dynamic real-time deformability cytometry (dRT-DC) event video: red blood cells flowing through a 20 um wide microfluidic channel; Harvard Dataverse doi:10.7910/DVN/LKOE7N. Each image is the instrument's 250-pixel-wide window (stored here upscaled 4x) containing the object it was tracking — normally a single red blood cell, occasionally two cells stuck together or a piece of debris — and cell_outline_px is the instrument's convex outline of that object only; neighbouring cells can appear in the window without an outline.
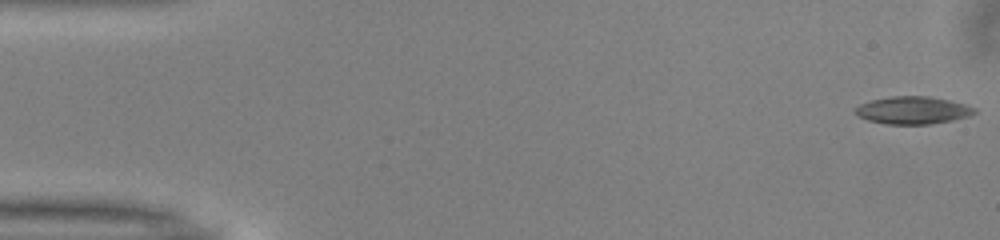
{"species": "common noctule bat (a hibernating species)", "species_latin": "Nyctalus noctula", "temperature_condition": "warm", "stored_images_in_passage": 51, "camera_frame_rate_fps": 3000, "um_per_image_px": 0.085, "animal": {"sex": "male", "body_mass_g": 13.0, "forearm_length_mm": 53.1}, "frame": {"image": 1, "passage_image": 1, "time_ms": 0.0, "image_size_px": [1000, 240], "cell_outline_px": [[976, 112], [968, 116], [952, 120], [928, 124], [884, 124], [868, 120], [852, 112], [852, 108], [860, 104], [872, 100], [892, 96], [928, 96], [948, 100], [964, 104], [976, 108]], "centroid_in_image_um": [77.54, 9.37], "position_along_channel_um": 7.5, "area_um2": 19.07}}
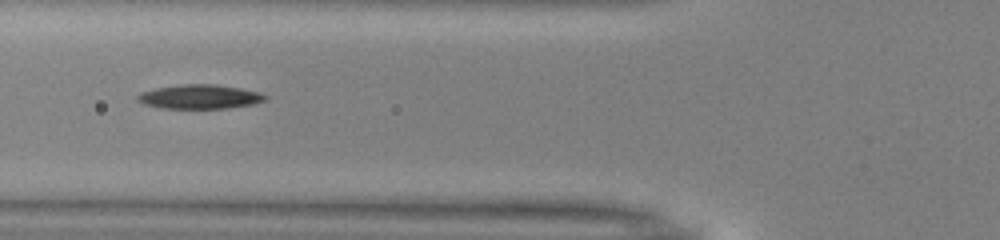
{"frame": {"image": 2, "passage_image": 19, "time_ms": 6.0, "image_size_px": [1000, 240], "cell_outline_px": [[268, 100], [252, 104], [228, 108], [160, 108], [144, 104], [136, 100], [136, 96], [140, 92], [156, 88], [180, 84], [216, 84], [240, 88], [260, 92], [268, 96]], "centroid_in_image_um": [16.98, 8.22], "position_along_channel_um": 108.8, "area_um2": 18.15}}
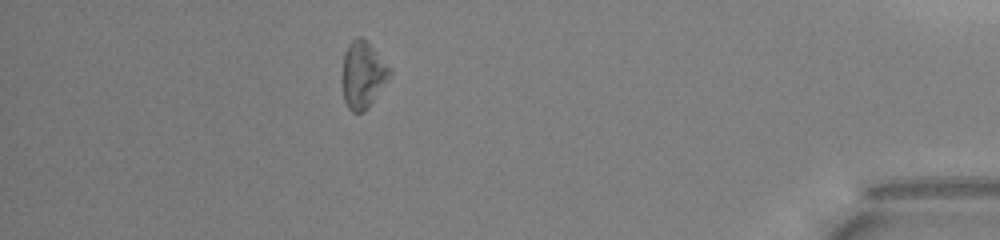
{"frame": {"image": 3, "passage_image": 45, "time_ms": 14.667, "image_size_px": [1000, 240], "cell_outline_px": [[392, 76], [368, 108], [364, 112], [352, 112], [348, 108], [344, 100], [344, 52], [348, 44], [356, 36], [360, 36], [392, 68]], "centroid_in_image_um": [30.89, 6.38], "position_along_channel_um": 404.3, "area_um2": 18.26}, "authors_computed_cell_mechanics": {"area_um2": 18.1492, "velocity_mm_per_s": 4.0107, "shape_relaxation_time_tau1_ms": 2.8788, "shape_relaxation_time_tau2_ms": null, "deformation_change_tau1": 0.0796, "deformation_change_tau2": null}}